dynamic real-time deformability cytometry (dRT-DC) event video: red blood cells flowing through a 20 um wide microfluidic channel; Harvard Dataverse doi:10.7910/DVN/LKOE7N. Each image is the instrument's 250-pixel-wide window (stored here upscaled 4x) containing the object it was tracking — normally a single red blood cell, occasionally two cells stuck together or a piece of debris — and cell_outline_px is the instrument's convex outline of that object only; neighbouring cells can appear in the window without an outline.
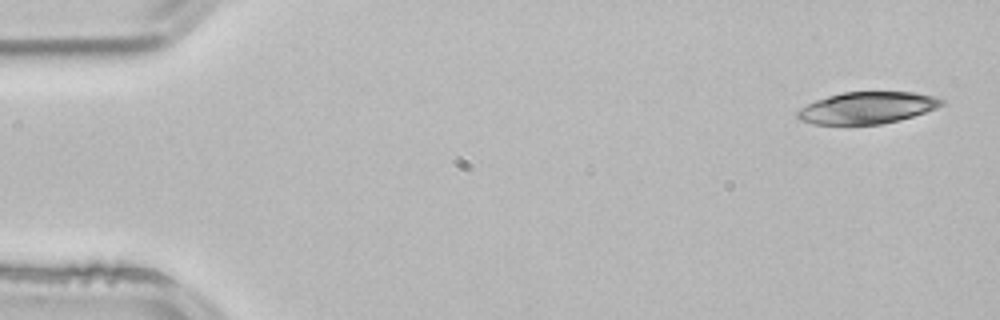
{"species": "common noctule bat (a hibernating species)", "species_latin": "Nyctalus noctula", "temperature_condition": "room temperature", "stored_images_in_passage": 4, "camera_frame_rate_fps": 3000, "um_per_image_px": 0.085, "animal": {"sex": "male", "body_mass_g": 21.5, "forearm_length_mm": 52.0}, "frame": {"image": 1, "passage_image": 1, "time_ms": 0.0, "image_size_px": [1000, 320], "cell_outline_px": [[944, 104], [936, 108], [900, 120], [880, 124], [812, 124], [800, 120], [796, 116], [796, 112], [800, 108], [816, 100], [828, 96], [844, 92], [912, 92], [932, 96], [944, 100]], "centroid_in_image_um": [73.68, 9.16], "position_along_channel_um": 11.3, "area_um2": 26.47}}